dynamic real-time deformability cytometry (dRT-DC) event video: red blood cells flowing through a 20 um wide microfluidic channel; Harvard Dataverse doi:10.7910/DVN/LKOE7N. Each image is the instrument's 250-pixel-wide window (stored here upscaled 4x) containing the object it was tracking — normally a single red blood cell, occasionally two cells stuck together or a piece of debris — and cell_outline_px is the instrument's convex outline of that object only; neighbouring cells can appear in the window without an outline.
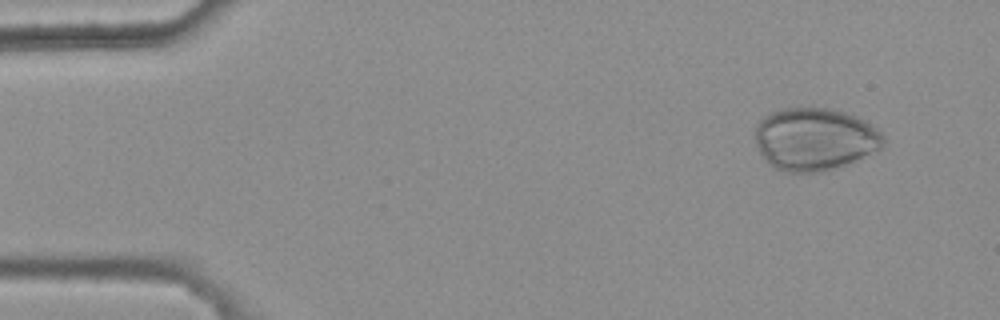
{"species": "common noctule bat (a hibernating species)", "species_latin": "Nyctalus noctula", "temperature_condition": "warm", "stored_images_in_passage": 5, "camera_frame_rate_fps": 3000, "um_per_image_px": 0.085, "animal": {"sex": "female", "body_mass_g": 25.1}, "frame": {"image": 1, "passage_image": 2, "time_ms": 0.333, "image_size_px": [1000, 320], "cell_outline_px": [[884, 148], [844, 164], [820, 172], [784, 172], [768, 164], [764, 160], [756, 144], [756, 124], [764, 116], [780, 108], [828, 108], [844, 112], [856, 116], [872, 124], [884, 136]], "centroid_in_image_um": [69.24, 11.82], "position_along_channel_um": 15.8, "area_um2": 46.76}}